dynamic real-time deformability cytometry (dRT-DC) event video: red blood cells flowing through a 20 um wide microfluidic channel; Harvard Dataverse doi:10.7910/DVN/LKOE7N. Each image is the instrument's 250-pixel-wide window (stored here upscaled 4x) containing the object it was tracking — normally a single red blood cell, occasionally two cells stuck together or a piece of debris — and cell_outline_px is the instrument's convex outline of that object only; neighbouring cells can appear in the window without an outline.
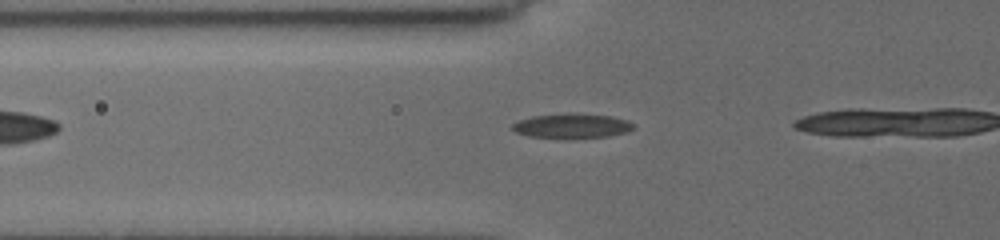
{"species": "common noctule bat (a hibernating species)", "species_latin": "Nyctalus noctula", "temperature_condition": "cold", "stored_images_in_passage": 7, "camera_frame_rate_fps": 3000, "um_per_image_px": 0.085, "animal": {"sex": "female", "body_mass_g": 19.5, "forearm_length_mm": 54.1}, "frame": {"image": 1, "passage_image": 5, "time_ms": 1.0, "image_size_px": [1000, 240], "cell_outline_px": [[636, 128], [628, 132], [608, 136], [528, 136], [516, 132], [512, 128], [512, 124], [520, 120], [532, 116], [564, 112], [576, 112], [612, 116], [628, 120]], "centroid_in_image_um": [48.65, 10.64], "position_along_channel_um": 77.1, "area_um2": 17.05}}